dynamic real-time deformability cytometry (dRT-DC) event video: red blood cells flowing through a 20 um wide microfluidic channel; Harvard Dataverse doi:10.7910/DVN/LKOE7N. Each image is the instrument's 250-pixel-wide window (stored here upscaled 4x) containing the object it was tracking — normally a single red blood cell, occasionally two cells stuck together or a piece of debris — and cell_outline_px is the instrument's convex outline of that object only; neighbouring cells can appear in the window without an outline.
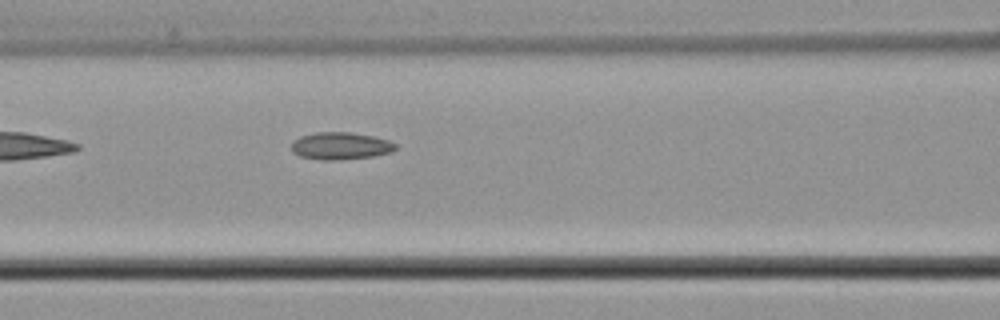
{"species": "common noctule bat (a hibernating species)", "species_latin": "Nyctalus noctula", "temperature_condition": "cold", "stored_images_in_passage": 6, "camera_frame_rate_fps": 3000, "um_per_image_px": 0.085, "animal": {"sex": "male", "body_mass_g": 21.5, "forearm_length_mm": 52.0}, "frame": {"image": 1, "passage_image": 6, "time_ms": 1.667, "image_size_px": [1000, 320], "cell_outline_px": [[396, 148], [392, 152], [372, 156], [340, 160], [320, 160], [300, 156], [292, 152], [292, 140], [300, 136], [316, 132], [352, 132], [372, 136], [388, 140], [396, 144]], "centroid_in_image_um": [28.92, 12.4], "position_along_channel_um": 137.7, "area_um2": 16.65}}